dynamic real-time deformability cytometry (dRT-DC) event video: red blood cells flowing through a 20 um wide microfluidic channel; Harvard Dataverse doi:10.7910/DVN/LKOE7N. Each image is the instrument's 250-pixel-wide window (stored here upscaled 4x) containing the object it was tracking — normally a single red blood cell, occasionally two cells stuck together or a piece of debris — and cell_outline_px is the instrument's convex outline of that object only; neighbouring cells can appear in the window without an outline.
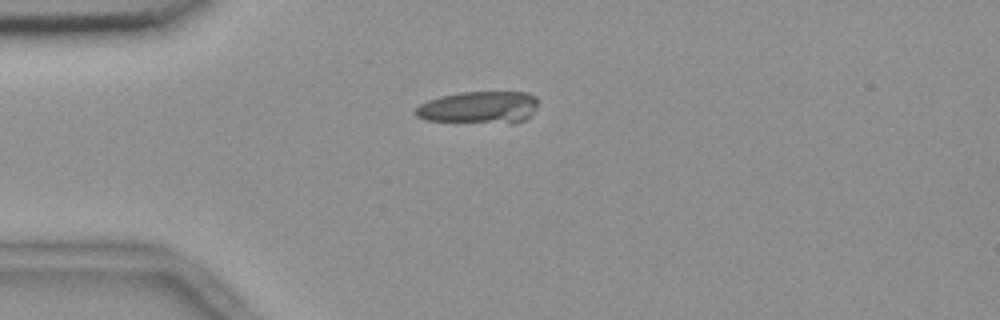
{"species": "common noctule bat (a hibernating species)", "species_latin": "Nyctalus noctula", "temperature_condition": "room temperature", "stored_images_in_passage": 42, "camera_frame_rate_fps": 3000, "um_per_image_px": 0.085, "animal": {"sex": "female", "body_mass_g": 18.4}, "frame": {"image": 1, "passage_image": 1, "time_ms": 0.0, "image_size_px": [1000, 320], "cell_outline_px": [[536, 108], [524, 120], [512, 124], [424, 120], [416, 116], [412, 112], [420, 104], [428, 100], [440, 96], [460, 92], [528, 92], [536, 96]], "centroid_in_image_um": [40.69, 9.14], "position_along_channel_um": 44.3, "area_um2": 23.29}}
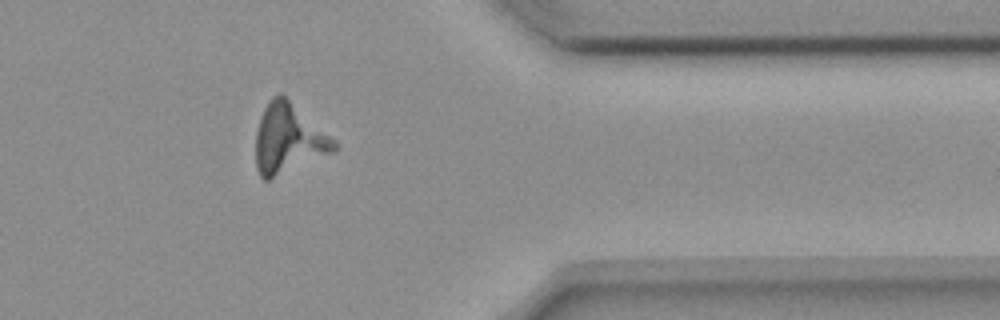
{"frame": {"image": 2, "passage_image": 32, "time_ms": 10.333, "image_size_px": [1000, 320], "cell_outline_px": [[336, 148], [332, 152], [268, 180], [264, 180], [260, 176], [256, 168], [256, 132], [264, 108], [268, 100], [272, 96], [280, 92], [284, 92], [336, 140]], "centroid_in_image_um": [24.51, 11.73], "position_along_channel_um": 386.9, "area_um2": 31.96}}
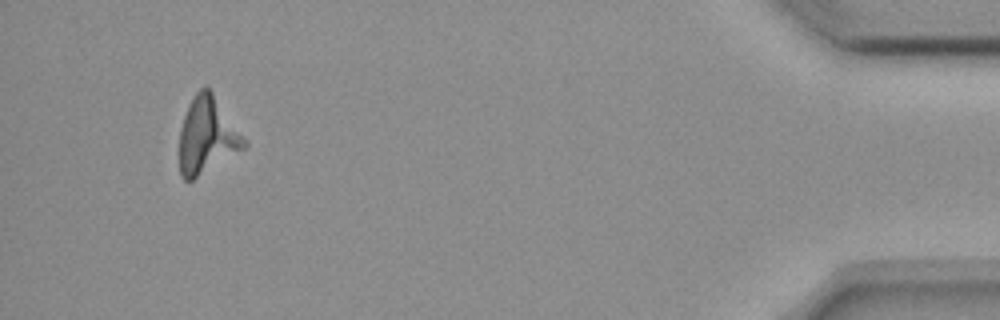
{"frame": {"image": 3, "passage_image": 39, "time_ms": 12.667, "image_size_px": [1000, 320], "cell_outline_px": [[248, 144], [244, 148], [192, 180], [184, 180], [180, 176], [180, 128], [184, 116], [192, 96], [204, 84], [212, 92]], "centroid_in_image_um": [17.56, 11.52], "position_along_channel_um": 417.6, "area_um2": 28.15}}